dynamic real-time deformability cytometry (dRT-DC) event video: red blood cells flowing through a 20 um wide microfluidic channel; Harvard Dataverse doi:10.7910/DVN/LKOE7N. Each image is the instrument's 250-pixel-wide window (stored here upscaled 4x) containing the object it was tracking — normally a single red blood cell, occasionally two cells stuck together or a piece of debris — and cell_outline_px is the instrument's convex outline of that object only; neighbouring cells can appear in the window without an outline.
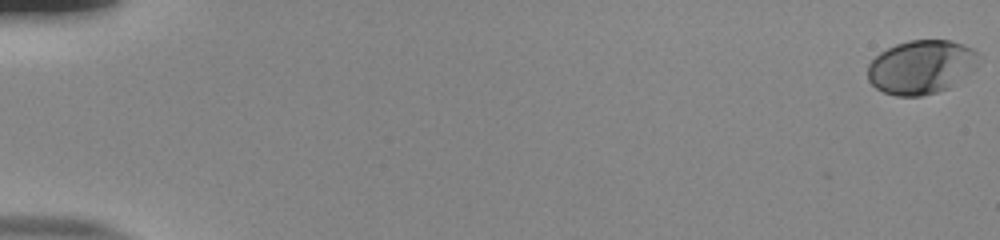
{"species": "human", "species_latin": "Homo sapiens", "temperature_condition": "room temperature", "stored_images_in_passage": 56, "camera_frame_rate_fps": 3000, "um_per_image_px": 0.085, "donor": {"sex": "male"}, "frame": {"image": 1, "passage_image": 1, "time_ms": 0.0, "image_size_px": [1000, 240], "cell_outline_px": [[980, 56], [976, 68], [972, 72], [948, 88], [936, 92], [920, 96], [896, 96], [884, 92], [876, 88], [868, 80], [868, 64], [880, 52], [896, 44], [908, 40], [948, 40], [964, 44], [972, 48]], "centroid_in_image_um": [78.32, 5.69], "position_along_channel_um": 6.7, "area_um2": 34.91}}
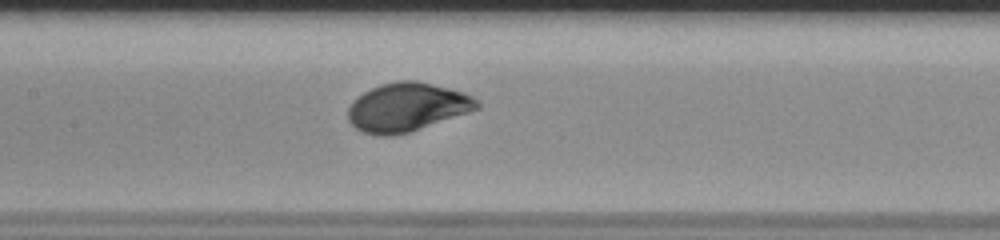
{"frame": {"image": 2, "passage_image": 29, "time_ms": 9.333, "image_size_px": [1000, 240], "cell_outline_px": [[480, 108], [408, 132], [392, 136], [376, 136], [364, 132], [356, 128], [348, 120], [348, 108], [352, 100], [364, 92], [380, 84], [396, 80], [416, 80], [464, 92], [472, 96], [480, 104]], "centroid_in_image_um": [34.56, 9.1], "position_along_channel_um": 172.8, "area_um2": 36.36}}
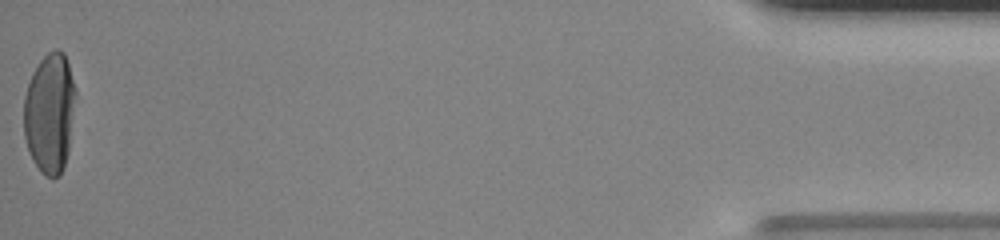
{"frame": {"image": 3, "passage_image": 56, "time_ms": 18.333, "image_size_px": [1000, 240], "cell_outline_px": [[76, 96], [68, 152], [64, 168], [60, 176], [52, 180], [44, 176], [40, 172], [32, 160], [24, 136], [24, 96], [32, 72], [40, 60], [48, 52], [56, 48], [64, 52], [76, 88]], "centroid_in_image_um": [4.23, 9.63], "position_along_channel_um": 431.0, "area_um2": 36.76}, "authors_computed_cell_mechanics": {"area_um2": 35.4314, "velocity_mm_per_s": 3.8213, "shape_relaxation_time_tau1_ms": 3.1013, "shape_relaxation_time_tau2_ms": null, "deformation_change_tau1": 0.182, "deformation_change_tau2": null}}